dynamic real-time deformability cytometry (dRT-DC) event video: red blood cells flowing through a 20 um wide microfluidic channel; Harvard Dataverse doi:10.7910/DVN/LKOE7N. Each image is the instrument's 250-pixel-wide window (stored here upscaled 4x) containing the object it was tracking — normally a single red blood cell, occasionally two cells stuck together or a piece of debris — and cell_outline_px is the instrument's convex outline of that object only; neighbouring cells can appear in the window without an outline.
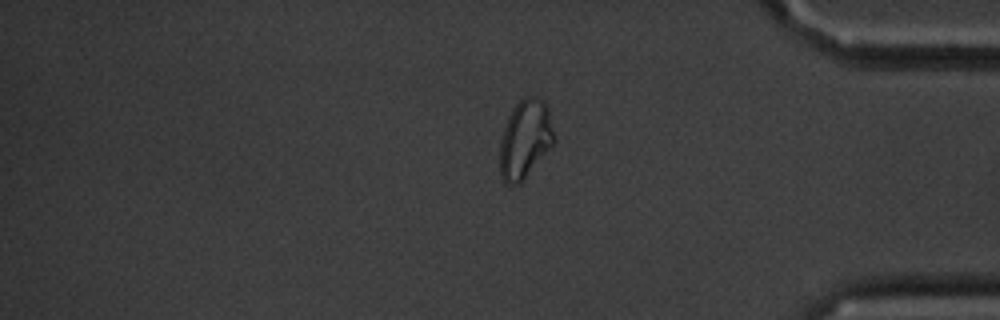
{"species": "common noctule bat (a hibernating species)", "species_latin": "Nyctalus noctula", "temperature_condition": "cold", "stored_images_in_passage": 14, "segment_of_instrument_passage": [2, 2], "camera_frame_rate_fps": 3000, "um_per_image_px": 0.085, "animal": {"sex": "male", "body_mass_g": 20.1, "forearm_length_mm": 53.5}, "frame": {"image": 1, "passage_image": 14, "time_ms": 16.333, "image_size_px": [1000, 320], "cell_outline_px": [[556, 140], [520, 184], [504, 184], [500, 176], [500, 140], [508, 116], [516, 104], [524, 96], [532, 96], [544, 100], [548, 108]], "centroid_in_image_um": [44.63, 11.83], "position_along_channel_um": 390.6, "area_um2": 24.85}}